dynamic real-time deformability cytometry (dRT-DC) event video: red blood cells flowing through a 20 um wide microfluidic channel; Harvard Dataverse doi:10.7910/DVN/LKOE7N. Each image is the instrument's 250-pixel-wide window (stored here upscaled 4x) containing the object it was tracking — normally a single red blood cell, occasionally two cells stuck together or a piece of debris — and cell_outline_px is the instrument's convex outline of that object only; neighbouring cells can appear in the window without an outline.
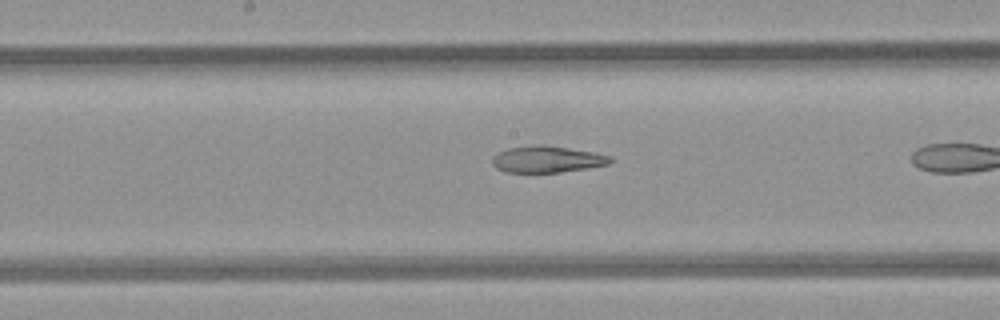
{"species": "common noctule bat (a hibernating species)", "species_latin": "Nyctalus noctula", "temperature_condition": "room temperature", "stored_images_in_passage": 15, "camera_frame_rate_fps": 3000, "um_per_image_px": 0.085, "animal": {"sex": "female", "body_mass_g": 21.9}, "frame": {"image": 1, "passage_image": 11, "time_ms": 3.333, "image_size_px": [1000, 320], "cell_outline_px": [[612, 160], [608, 164], [560, 172], [504, 172], [496, 168], [492, 164], [492, 156], [508, 148], [544, 144], [592, 152], [612, 156]], "centroid_in_image_um": [46.46, 13.54], "position_along_channel_um": 201.7, "area_um2": 18.03}}